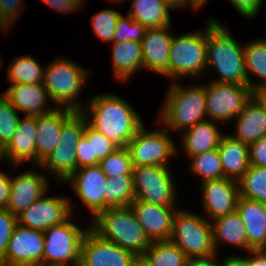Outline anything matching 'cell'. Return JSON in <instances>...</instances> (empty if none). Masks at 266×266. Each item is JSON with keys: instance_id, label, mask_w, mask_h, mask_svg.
Wrapping results in <instances>:
<instances>
[{"instance_id": "obj_13", "label": "cell", "mask_w": 266, "mask_h": 266, "mask_svg": "<svg viewBox=\"0 0 266 266\" xmlns=\"http://www.w3.org/2000/svg\"><path fill=\"white\" fill-rule=\"evenodd\" d=\"M43 195L28 208L17 215V224L34 230L46 229L63 224L71 216L72 204L70 199Z\"/></svg>"}, {"instance_id": "obj_29", "label": "cell", "mask_w": 266, "mask_h": 266, "mask_svg": "<svg viewBox=\"0 0 266 266\" xmlns=\"http://www.w3.org/2000/svg\"><path fill=\"white\" fill-rule=\"evenodd\" d=\"M164 0H133L129 16L146 29L171 26L169 9Z\"/></svg>"}, {"instance_id": "obj_16", "label": "cell", "mask_w": 266, "mask_h": 266, "mask_svg": "<svg viewBox=\"0 0 266 266\" xmlns=\"http://www.w3.org/2000/svg\"><path fill=\"white\" fill-rule=\"evenodd\" d=\"M107 177L99 165L76 169L65 181L71 183L81 201L90 210L92 219L104 210Z\"/></svg>"}, {"instance_id": "obj_11", "label": "cell", "mask_w": 266, "mask_h": 266, "mask_svg": "<svg viewBox=\"0 0 266 266\" xmlns=\"http://www.w3.org/2000/svg\"><path fill=\"white\" fill-rule=\"evenodd\" d=\"M159 130L146 131L143 125L129 141L126 148L133 166L168 167L169 159L177 153L176 146L167 128Z\"/></svg>"}, {"instance_id": "obj_56", "label": "cell", "mask_w": 266, "mask_h": 266, "mask_svg": "<svg viewBox=\"0 0 266 266\" xmlns=\"http://www.w3.org/2000/svg\"><path fill=\"white\" fill-rule=\"evenodd\" d=\"M194 1L200 8H202L205 5V3H207V0H194Z\"/></svg>"}, {"instance_id": "obj_33", "label": "cell", "mask_w": 266, "mask_h": 266, "mask_svg": "<svg viewBox=\"0 0 266 266\" xmlns=\"http://www.w3.org/2000/svg\"><path fill=\"white\" fill-rule=\"evenodd\" d=\"M135 200L132 175H117L107 179L104 194V210L129 207Z\"/></svg>"}, {"instance_id": "obj_21", "label": "cell", "mask_w": 266, "mask_h": 266, "mask_svg": "<svg viewBox=\"0 0 266 266\" xmlns=\"http://www.w3.org/2000/svg\"><path fill=\"white\" fill-rule=\"evenodd\" d=\"M75 112L56 107L51 113L36 116L37 165L59 144L62 126Z\"/></svg>"}, {"instance_id": "obj_30", "label": "cell", "mask_w": 266, "mask_h": 266, "mask_svg": "<svg viewBox=\"0 0 266 266\" xmlns=\"http://www.w3.org/2000/svg\"><path fill=\"white\" fill-rule=\"evenodd\" d=\"M211 226L215 251L224 240L247 250L246 227L237 211L213 220Z\"/></svg>"}, {"instance_id": "obj_25", "label": "cell", "mask_w": 266, "mask_h": 266, "mask_svg": "<svg viewBox=\"0 0 266 266\" xmlns=\"http://www.w3.org/2000/svg\"><path fill=\"white\" fill-rule=\"evenodd\" d=\"M235 119L236 133L232 136L239 141L249 145L266 137V104L257 93L250 98L243 112Z\"/></svg>"}, {"instance_id": "obj_15", "label": "cell", "mask_w": 266, "mask_h": 266, "mask_svg": "<svg viewBox=\"0 0 266 266\" xmlns=\"http://www.w3.org/2000/svg\"><path fill=\"white\" fill-rule=\"evenodd\" d=\"M137 257L111 241L103 239L90 227L81 245L79 266H131Z\"/></svg>"}, {"instance_id": "obj_7", "label": "cell", "mask_w": 266, "mask_h": 266, "mask_svg": "<svg viewBox=\"0 0 266 266\" xmlns=\"http://www.w3.org/2000/svg\"><path fill=\"white\" fill-rule=\"evenodd\" d=\"M172 38L168 77L201 75L207 67V28Z\"/></svg>"}, {"instance_id": "obj_50", "label": "cell", "mask_w": 266, "mask_h": 266, "mask_svg": "<svg viewBox=\"0 0 266 266\" xmlns=\"http://www.w3.org/2000/svg\"><path fill=\"white\" fill-rule=\"evenodd\" d=\"M250 266H266V250H251L249 251Z\"/></svg>"}, {"instance_id": "obj_40", "label": "cell", "mask_w": 266, "mask_h": 266, "mask_svg": "<svg viewBox=\"0 0 266 266\" xmlns=\"http://www.w3.org/2000/svg\"><path fill=\"white\" fill-rule=\"evenodd\" d=\"M121 15L114 9H105L91 16L94 34L104 41L113 42L115 28Z\"/></svg>"}, {"instance_id": "obj_20", "label": "cell", "mask_w": 266, "mask_h": 266, "mask_svg": "<svg viewBox=\"0 0 266 266\" xmlns=\"http://www.w3.org/2000/svg\"><path fill=\"white\" fill-rule=\"evenodd\" d=\"M47 181L46 176L34 171L25 172L15 178L11 177L7 210L15 216L19 215L47 193L49 186Z\"/></svg>"}, {"instance_id": "obj_5", "label": "cell", "mask_w": 266, "mask_h": 266, "mask_svg": "<svg viewBox=\"0 0 266 266\" xmlns=\"http://www.w3.org/2000/svg\"><path fill=\"white\" fill-rule=\"evenodd\" d=\"M88 72L82 67L67 59H55L45 68L44 87L53 102L59 107L74 111L83 110V105L76 101L85 85ZM63 105V106H62Z\"/></svg>"}, {"instance_id": "obj_9", "label": "cell", "mask_w": 266, "mask_h": 266, "mask_svg": "<svg viewBox=\"0 0 266 266\" xmlns=\"http://www.w3.org/2000/svg\"><path fill=\"white\" fill-rule=\"evenodd\" d=\"M87 120L82 112L76 111L62 126L59 144L39 164L65 182L76 170V146Z\"/></svg>"}, {"instance_id": "obj_36", "label": "cell", "mask_w": 266, "mask_h": 266, "mask_svg": "<svg viewBox=\"0 0 266 266\" xmlns=\"http://www.w3.org/2000/svg\"><path fill=\"white\" fill-rule=\"evenodd\" d=\"M190 170L200 176L201 181L223 178L222 163L218 149L190 157Z\"/></svg>"}, {"instance_id": "obj_34", "label": "cell", "mask_w": 266, "mask_h": 266, "mask_svg": "<svg viewBox=\"0 0 266 266\" xmlns=\"http://www.w3.org/2000/svg\"><path fill=\"white\" fill-rule=\"evenodd\" d=\"M15 59V60H14ZM8 66V79L12 84L44 83L45 70L31 56H19Z\"/></svg>"}, {"instance_id": "obj_14", "label": "cell", "mask_w": 266, "mask_h": 266, "mask_svg": "<svg viewBox=\"0 0 266 266\" xmlns=\"http://www.w3.org/2000/svg\"><path fill=\"white\" fill-rule=\"evenodd\" d=\"M43 231L16 225L0 264L6 266H43Z\"/></svg>"}, {"instance_id": "obj_48", "label": "cell", "mask_w": 266, "mask_h": 266, "mask_svg": "<svg viewBox=\"0 0 266 266\" xmlns=\"http://www.w3.org/2000/svg\"><path fill=\"white\" fill-rule=\"evenodd\" d=\"M11 189V177L0 171V209H7Z\"/></svg>"}, {"instance_id": "obj_1", "label": "cell", "mask_w": 266, "mask_h": 266, "mask_svg": "<svg viewBox=\"0 0 266 266\" xmlns=\"http://www.w3.org/2000/svg\"><path fill=\"white\" fill-rule=\"evenodd\" d=\"M89 100V105L80 111L86 117L87 123L102 132L116 146L127 147L129 141L144 125L132 106L113 94L98 95Z\"/></svg>"}, {"instance_id": "obj_51", "label": "cell", "mask_w": 266, "mask_h": 266, "mask_svg": "<svg viewBox=\"0 0 266 266\" xmlns=\"http://www.w3.org/2000/svg\"><path fill=\"white\" fill-rule=\"evenodd\" d=\"M221 266H250L249 256H228L222 261Z\"/></svg>"}, {"instance_id": "obj_23", "label": "cell", "mask_w": 266, "mask_h": 266, "mask_svg": "<svg viewBox=\"0 0 266 266\" xmlns=\"http://www.w3.org/2000/svg\"><path fill=\"white\" fill-rule=\"evenodd\" d=\"M236 211L246 227L247 251L266 250V204L240 196Z\"/></svg>"}, {"instance_id": "obj_28", "label": "cell", "mask_w": 266, "mask_h": 266, "mask_svg": "<svg viewBox=\"0 0 266 266\" xmlns=\"http://www.w3.org/2000/svg\"><path fill=\"white\" fill-rule=\"evenodd\" d=\"M112 43L114 76L119 81L129 80L131 75L143 68L141 42L126 40Z\"/></svg>"}, {"instance_id": "obj_57", "label": "cell", "mask_w": 266, "mask_h": 266, "mask_svg": "<svg viewBox=\"0 0 266 266\" xmlns=\"http://www.w3.org/2000/svg\"><path fill=\"white\" fill-rule=\"evenodd\" d=\"M0 26L1 29H3L4 31H6L8 28L2 24V12H1V7H0Z\"/></svg>"}, {"instance_id": "obj_12", "label": "cell", "mask_w": 266, "mask_h": 266, "mask_svg": "<svg viewBox=\"0 0 266 266\" xmlns=\"http://www.w3.org/2000/svg\"><path fill=\"white\" fill-rule=\"evenodd\" d=\"M207 119L228 122L243 112L255 94L248 85L211 81L205 86Z\"/></svg>"}, {"instance_id": "obj_46", "label": "cell", "mask_w": 266, "mask_h": 266, "mask_svg": "<svg viewBox=\"0 0 266 266\" xmlns=\"http://www.w3.org/2000/svg\"><path fill=\"white\" fill-rule=\"evenodd\" d=\"M243 17L252 19L261 9L264 0H228Z\"/></svg>"}, {"instance_id": "obj_45", "label": "cell", "mask_w": 266, "mask_h": 266, "mask_svg": "<svg viewBox=\"0 0 266 266\" xmlns=\"http://www.w3.org/2000/svg\"><path fill=\"white\" fill-rule=\"evenodd\" d=\"M76 149V169L92 166L91 143L84 134L80 137Z\"/></svg>"}, {"instance_id": "obj_44", "label": "cell", "mask_w": 266, "mask_h": 266, "mask_svg": "<svg viewBox=\"0 0 266 266\" xmlns=\"http://www.w3.org/2000/svg\"><path fill=\"white\" fill-rule=\"evenodd\" d=\"M248 146L250 165L266 167V137L260 138Z\"/></svg>"}, {"instance_id": "obj_59", "label": "cell", "mask_w": 266, "mask_h": 266, "mask_svg": "<svg viewBox=\"0 0 266 266\" xmlns=\"http://www.w3.org/2000/svg\"><path fill=\"white\" fill-rule=\"evenodd\" d=\"M2 60H1V55H0V68L2 67Z\"/></svg>"}, {"instance_id": "obj_43", "label": "cell", "mask_w": 266, "mask_h": 266, "mask_svg": "<svg viewBox=\"0 0 266 266\" xmlns=\"http://www.w3.org/2000/svg\"><path fill=\"white\" fill-rule=\"evenodd\" d=\"M23 4V0H0L2 24L7 28L12 27L17 16L23 11Z\"/></svg>"}, {"instance_id": "obj_58", "label": "cell", "mask_w": 266, "mask_h": 266, "mask_svg": "<svg viewBox=\"0 0 266 266\" xmlns=\"http://www.w3.org/2000/svg\"><path fill=\"white\" fill-rule=\"evenodd\" d=\"M108 1H109V2H112V3H115V2H116L117 4H118V3H121V2H123V1L125 2V0H108Z\"/></svg>"}, {"instance_id": "obj_55", "label": "cell", "mask_w": 266, "mask_h": 266, "mask_svg": "<svg viewBox=\"0 0 266 266\" xmlns=\"http://www.w3.org/2000/svg\"><path fill=\"white\" fill-rule=\"evenodd\" d=\"M257 94L264 100L266 104V89L258 92Z\"/></svg>"}, {"instance_id": "obj_6", "label": "cell", "mask_w": 266, "mask_h": 266, "mask_svg": "<svg viewBox=\"0 0 266 266\" xmlns=\"http://www.w3.org/2000/svg\"><path fill=\"white\" fill-rule=\"evenodd\" d=\"M169 241L177 245L188 258L216 253L211 221L194 213L180 211L178 208Z\"/></svg>"}, {"instance_id": "obj_54", "label": "cell", "mask_w": 266, "mask_h": 266, "mask_svg": "<svg viewBox=\"0 0 266 266\" xmlns=\"http://www.w3.org/2000/svg\"><path fill=\"white\" fill-rule=\"evenodd\" d=\"M1 158L6 159V155H5V147L0 144V160Z\"/></svg>"}, {"instance_id": "obj_19", "label": "cell", "mask_w": 266, "mask_h": 266, "mask_svg": "<svg viewBox=\"0 0 266 266\" xmlns=\"http://www.w3.org/2000/svg\"><path fill=\"white\" fill-rule=\"evenodd\" d=\"M170 26L146 29L141 41L143 69L168 77V62L172 34Z\"/></svg>"}, {"instance_id": "obj_39", "label": "cell", "mask_w": 266, "mask_h": 266, "mask_svg": "<svg viewBox=\"0 0 266 266\" xmlns=\"http://www.w3.org/2000/svg\"><path fill=\"white\" fill-rule=\"evenodd\" d=\"M83 134L88 138L89 143H91L92 166L99 165L100 161L118 148L107 136L90 126L87 122Z\"/></svg>"}, {"instance_id": "obj_35", "label": "cell", "mask_w": 266, "mask_h": 266, "mask_svg": "<svg viewBox=\"0 0 266 266\" xmlns=\"http://www.w3.org/2000/svg\"><path fill=\"white\" fill-rule=\"evenodd\" d=\"M238 183L241 197L266 204V167L250 165Z\"/></svg>"}, {"instance_id": "obj_3", "label": "cell", "mask_w": 266, "mask_h": 266, "mask_svg": "<svg viewBox=\"0 0 266 266\" xmlns=\"http://www.w3.org/2000/svg\"><path fill=\"white\" fill-rule=\"evenodd\" d=\"M90 228L103 239L141 257L152 241L139 224L131 207L108 208L99 212Z\"/></svg>"}, {"instance_id": "obj_52", "label": "cell", "mask_w": 266, "mask_h": 266, "mask_svg": "<svg viewBox=\"0 0 266 266\" xmlns=\"http://www.w3.org/2000/svg\"><path fill=\"white\" fill-rule=\"evenodd\" d=\"M170 7L171 9H176V8H183L186 5H191L195 11H198L200 7L195 3L194 0H164Z\"/></svg>"}, {"instance_id": "obj_38", "label": "cell", "mask_w": 266, "mask_h": 266, "mask_svg": "<svg viewBox=\"0 0 266 266\" xmlns=\"http://www.w3.org/2000/svg\"><path fill=\"white\" fill-rule=\"evenodd\" d=\"M18 111L11 105L9 99L1 94L0 96V144L4 147L11 141L15 134L20 119Z\"/></svg>"}, {"instance_id": "obj_47", "label": "cell", "mask_w": 266, "mask_h": 266, "mask_svg": "<svg viewBox=\"0 0 266 266\" xmlns=\"http://www.w3.org/2000/svg\"><path fill=\"white\" fill-rule=\"evenodd\" d=\"M50 7L54 8L59 13H68L70 11L78 10L83 5L85 0H43Z\"/></svg>"}, {"instance_id": "obj_26", "label": "cell", "mask_w": 266, "mask_h": 266, "mask_svg": "<svg viewBox=\"0 0 266 266\" xmlns=\"http://www.w3.org/2000/svg\"><path fill=\"white\" fill-rule=\"evenodd\" d=\"M223 176L239 181L250 166L249 146L230 135H222L218 146Z\"/></svg>"}, {"instance_id": "obj_49", "label": "cell", "mask_w": 266, "mask_h": 266, "mask_svg": "<svg viewBox=\"0 0 266 266\" xmlns=\"http://www.w3.org/2000/svg\"><path fill=\"white\" fill-rule=\"evenodd\" d=\"M217 261L215 253L208 256L188 258L186 266H221V263L219 264Z\"/></svg>"}, {"instance_id": "obj_2", "label": "cell", "mask_w": 266, "mask_h": 266, "mask_svg": "<svg viewBox=\"0 0 266 266\" xmlns=\"http://www.w3.org/2000/svg\"><path fill=\"white\" fill-rule=\"evenodd\" d=\"M206 25V67L213 66L220 76L214 81L248 85L244 46H241L217 20L210 19Z\"/></svg>"}, {"instance_id": "obj_31", "label": "cell", "mask_w": 266, "mask_h": 266, "mask_svg": "<svg viewBox=\"0 0 266 266\" xmlns=\"http://www.w3.org/2000/svg\"><path fill=\"white\" fill-rule=\"evenodd\" d=\"M245 70L248 79V86L254 93L266 89V39H258L244 45ZM248 71L257 75L262 80L253 84L249 78ZM263 81V82H262Z\"/></svg>"}, {"instance_id": "obj_10", "label": "cell", "mask_w": 266, "mask_h": 266, "mask_svg": "<svg viewBox=\"0 0 266 266\" xmlns=\"http://www.w3.org/2000/svg\"><path fill=\"white\" fill-rule=\"evenodd\" d=\"M171 175L169 167L133 166L135 199L164 207H176V187Z\"/></svg>"}, {"instance_id": "obj_4", "label": "cell", "mask_w": 266, "mask_h": 266, "mask_svg": "<svg viewBox=\"0 0 266 266\" xmlns=\"http://www.w3.org/2000/svg\"><path fill=\"white\" fill-rule=\"evenodd\" d=\"M167 94L158 118L163 127L181 132L207 119L205 86L185 88L174 82Z\"/></svg>"}, {"instance_id": "obj_32", "label": "cell", "mask_w": 266, "mask_h": 266, "mask_svg": "<svg viewBox=\"0 0 266 266\" xmlns=\"http://www.w3.org/2000/svg\"><path fill=\"white\" fill-rule=\"evenodd\" d=\"M148 266H186L188 257L170 241H153L141 256Z\"/></svg>"}, {"instance_id": "obj_24", "label": "cell", "mask_w": 266, "mask_h": 266, "mask_svg": "<svg viewBox=\"0 0 266 266\" xmlns=\"http://www.w3.org/2000/svg\"><path fill=\"white\" fill-rule=\"evenodd\" d=\"M36 130V116L25 115L19 119L15 134L5 147L8 163L18 166L31 160L32 164L37 165Z\"/></svg>"}, {"instance_id": "obj_37", "label": "cell", "mask_w": 266, "mask_h": 266, "mask_svg": "<svg viewBox=\"0 0 266 266\" xmlns=\"http://www.w3.org/2000/svg\"><path fill=\"white\" fill-rule=\"evenodd\" d=\"M107 178L117 175H132V160L126 147H118L113 153L99 162Z\"/></svg>"}, {"instance_id": "obj_18", "label": "cell", "mask_w": 266, "mask_h": 266, "mask_svg": "<svg viewBox=\"0 0 266 266\" xmlns=\"http://www.w3.org/2000/svg\"><path fill=\"white\" fill-rule=\"evenodd\" d=\"M130 207L152 242L169 241L177 211L176 207H164L136 199Z\"/></svg>"}, {"instance_id": "obj_41", "label": "cell", "mask_w": 266, "mask_h": 266, "mask_svg": "<svg viewBox=\"0 0 266 266\" xmlns=\"http://www.w3.org/2000/svg\"><path fill=\"white\" fill-rule=\"evenodd\" d=\"M146 28L137 21H134L130 16L121 15L115 28L113 42H123L132 40L141 42Z\"/></svg>"}, {"instance_id": "obj_17", "label": "cell", "mask_w": 266, "mask_h": 266, "mask_svg": "<svg viewBox=\"0 0 266 266\" xmlns=\"http://www.w3.org/2000/svg\"><path fill=\"white\" fill-rule=\"evenodd\" d=\"M202 190V205L212 221L236 211L240 197L238 181L225 177L205 180Z\"/></svg>"}, {"instance_id": "obj_53", "label": "cell", "mask_w": 266, "mask_h": 266, "mask_svg": "<svg viewBox=\"0 0 266 266\" xmlns=\"http://www.w3.org/2000/svg\"><path fill=\"white\" fill-rule=\"evenodd\" d=\"M131 266H148V265L141 257H137V259L132 263Z\"/></svg>"}, {"instance_id": "obj_22", "label": "cell", "mask_w": 266, "mask_h": 266, "mask_svg": "<svg viewBox=\"0 0 266 266\" xmlns=\"http://www.w3.org/2000/svg\"><path fill=\"white\" fill-rule=\"evenodd\" d=\"M3 94L11 105L28 116H38L53 112L56 108H45L51 100L44 84H11ZM46 104V105H45ZM45 106V107H44Z\"/></svg>"}, {"instance_id": "obj_27", "label": "cell", "mask_w": 266, "mask_h": 266, "mask_svg": "<svg viewBox=\"0 0 266 266\" xmlns=\"http://www.w3.org/2000/svg\"><path fill=\"white\" fill-rule=\"evenodd\" d=\"M181 133L182 146L189 158L217 149L223 135L216 122L209 119L199 122Z\"/></svg>"}, {"instance_id": "obj_8", "label": "cell", "mask_w": 266, "mask_h": 266, "mask_svg": "<svg viewBox=\"0 0 266 266\" xmlns=\"http://www.w3.org/2000/svg\"><path fill=\"white\" fill-rule=\"evenodd\" d=\"M87 229L72 223L52 226L44 234L43 266H79L81 245Z\"/></svg>"}, {"instance_id": "obj_42", "label": "cell", "mask_w": 266, "mask_h": 266, "mask_svg": "<svg viewBox=\"0 0 266 266\" xmlns=\"http://www.w3.org/2000/svg\"><path fill=\"white\" fill-rule=\"evenodd\" d=\"M17 225V216L7 209H0V260L5 256L8 243Z\"/></svg>"}]
</instances>
